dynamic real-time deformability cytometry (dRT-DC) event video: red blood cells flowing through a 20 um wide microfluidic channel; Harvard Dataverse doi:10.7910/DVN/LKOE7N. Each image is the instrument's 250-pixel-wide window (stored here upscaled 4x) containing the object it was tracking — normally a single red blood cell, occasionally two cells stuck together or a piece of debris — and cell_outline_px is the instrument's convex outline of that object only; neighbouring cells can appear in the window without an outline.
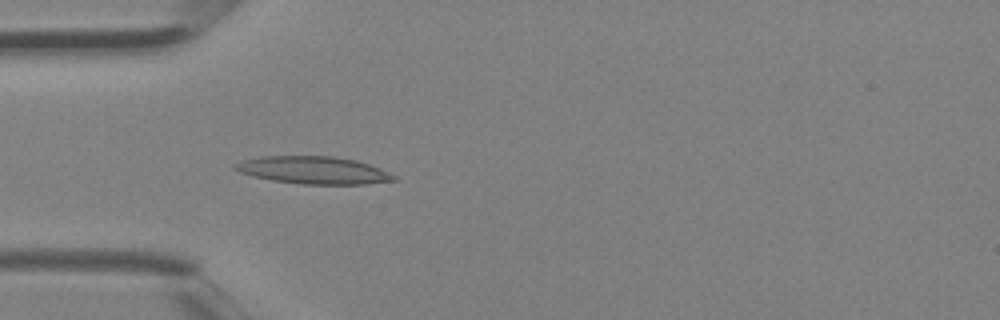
{"species": "Egyptian fruit bat (a non-hibernating species)", "species_latin": "Rousettus aegyptiacus", "temperature_condition": "room temperature", "stored_images_in_passage": 30, "camera_frame_rate_fps": 3000, "um_per_image_px": 0.085, "animal": {"sex": "female"}, "frame": {"image": 1, "passage_image": 6, "time_ms": 1.667, "image_size_px": [1000, 320], "cell_outline_px": [[396, 180], [364, 184], [300, 184], [272, 180], [252, 176], [240, 172], [232, 168], [240, 160], [260, 156], [332, 156], [356, 160], [380, 168], [396, 176]], "centroid_in_image_um": [26.61, 14.46], "position_along_channel_um": 58.4, "area_um2": 25.43}}
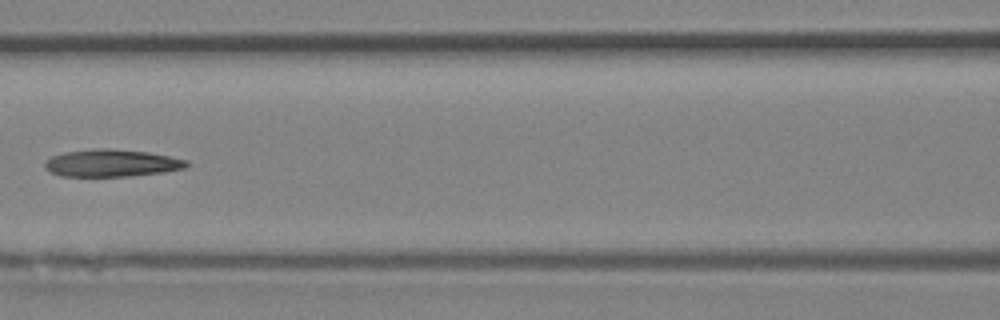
{"frame": {"image": 2, "passage_image": 12, "time_ms": 3.667, "image_size_px": [1000, 320], "cell_outline_px": [[188, 164], [184, 168], [164, 172], [128, 176], [60, 176], [44, 168], [44, 160], [52, 156], [64, 152], [100, 148], [104, 148], [148, 152], [188, 160]], "centroid_in_image_um": [9.45, 13.86], "position_along_channel_um": 157.1, "area_um2": 22.43}}
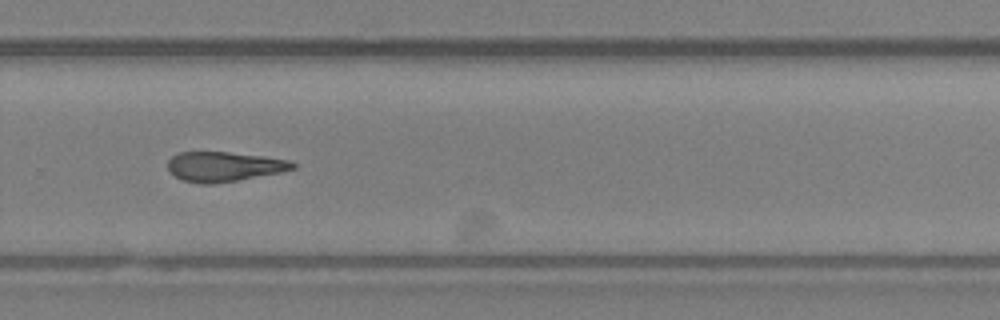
{"frame": {"image": 3, "passage_image": 21, "time_ms": 6.667, "image_size_px": [1000, 320], "cell_outline_px": [[296, 168], [280, 172], [236, 180], [212, 184], [200, 184], [184, 180], [176, 176], [168, 168], [168, 160], [176, 152], [228, 152], [264, 156], [288, 160], [296, 164]], "centroid_in_image_um": [19.03, 14.15], "position_along_channel_um": 310.8, "area_um2": 21.44}}